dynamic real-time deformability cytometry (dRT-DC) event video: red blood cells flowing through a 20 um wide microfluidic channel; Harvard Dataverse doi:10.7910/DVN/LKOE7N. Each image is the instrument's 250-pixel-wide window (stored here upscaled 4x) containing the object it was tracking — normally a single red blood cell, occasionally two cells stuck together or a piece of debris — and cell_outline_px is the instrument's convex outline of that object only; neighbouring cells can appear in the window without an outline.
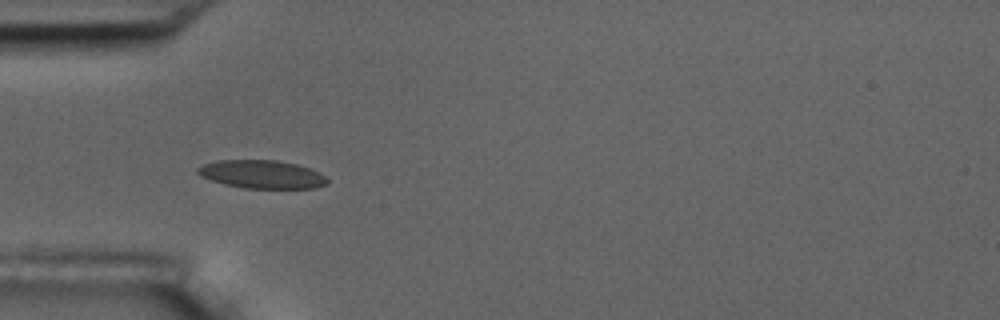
{"species": "common noctule bat (a hibernating species)", "species_latin": "Nyctalus noctula", "temperature_condition": "room temperature", "stored_images_in_passage": 40, "camera_frame_rate_fps": 3000, "um_per_image_px": 0.085, "animal": {"sex": "male", "body_mass_g": 17.5, "forearm_length_mm": 52.3}, "frame": {"image": 1, "passage_image": 1, "time_ms": 0.0, "image_size_px": [1000, 320], "cell_outline_px": [[328, 184], [316, 188], [244, 188], [224, 184], [200, 176], [196, 172], [196, 168], [204, 164], [216, 160], [276, 160], [296, 164], [308, 168], [324, 176], [328, 180]], "centroid_in_image_um": [22.23, 14.82], "position_along_channel_um": 62.8, "area_um2": 21.21}}
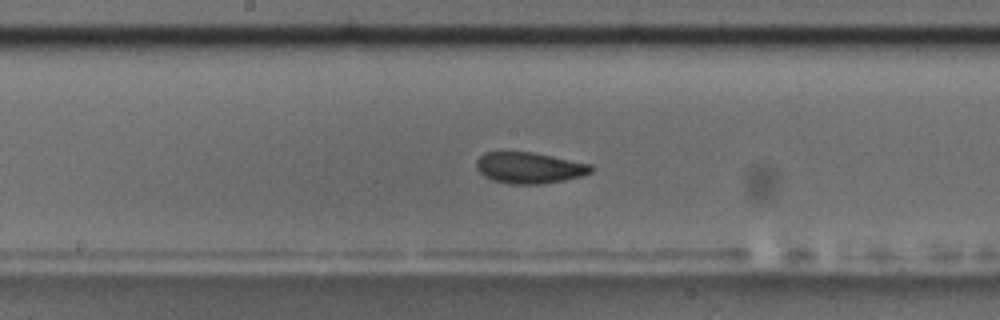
{"frame": {"image": 2, "passage_image": 13, "time_ms": 4.0, "image_size_px": [1000, 320], "cell_outline_px": [[592, 172], [580, 176], [564, 180], [540, 184], [508, 184], [492, 180], [484, 176], [476, 168], [476, 160], [484, 152], [532, 152], [592, 164]], "centroid_in_image_um": [44.97, 14.26], "position_along_channel_um": 203.2, "area_um2": 20.81}}
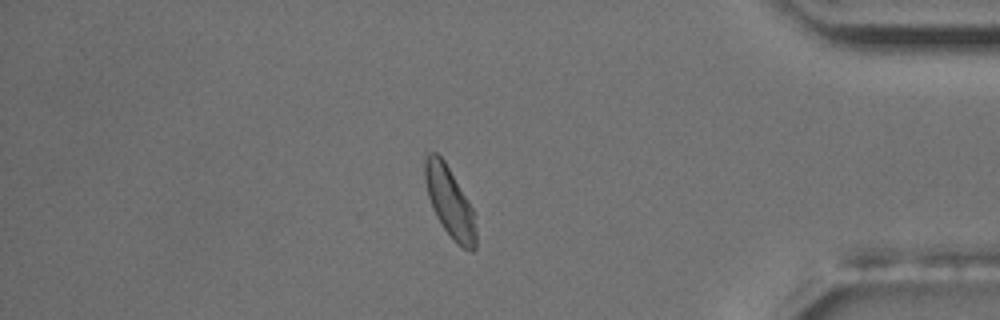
{"frame": {"image": 3, "passage_image": 32, "time_ms": 10.333, "image_size_px": [1000, 320], "cell_outline_px": [[476, 248], [472, 252], [456, 244], [444, 228], [436, 216], [432, 208], [428, 196], [424, 180], [424, 156], [428, 152], [436, 152], [444, 160], [468, 200], [472, 208], [476, 232]], "centroid_in_image_um": [38.2, 17.16], "position_along_channel_um": 397.0, "area_um2": 20.87}, "authors_computed_cell_mechanics": {"area_um2": 20.8947, "velocity_mm_per_s": 3.5647, "shape_relaxation_time_tau1_ms": 3.2191, "shape_relaxation_time_tau2_ms": 1.668, "deformation_change_tau1": 0.1017, "deformation_change_tau2": 0.0554}}